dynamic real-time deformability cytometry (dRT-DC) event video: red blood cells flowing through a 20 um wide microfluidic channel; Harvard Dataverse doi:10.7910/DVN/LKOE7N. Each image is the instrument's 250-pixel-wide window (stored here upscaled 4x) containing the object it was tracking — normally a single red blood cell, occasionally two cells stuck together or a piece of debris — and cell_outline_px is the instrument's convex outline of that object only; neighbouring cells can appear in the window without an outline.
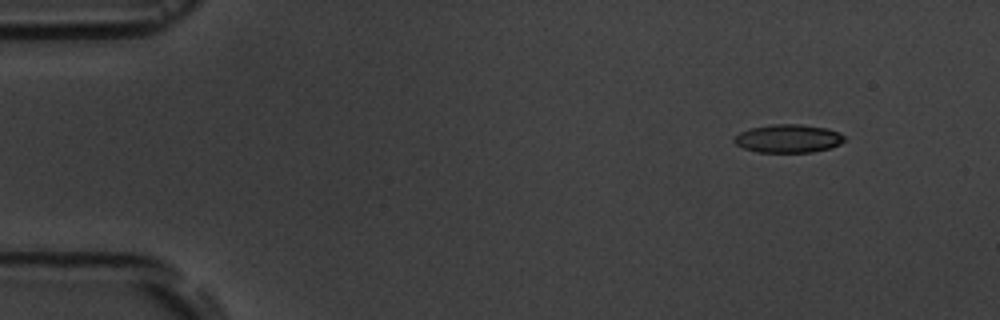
{"species": "common noctule bat (a hibernating species)", "species_latin": "Nyctalus noctula", "temperature_condition": "room temperature", "stored_images_in_passage": 14, "camera_frame_rate_fps": 3000, "um_per_image_px": 0.085, "animal": {"sex": "male", "body_mass_g": 19.5, "forearm_length_mm": 54.6}, "frame": {"image": 1, "passage_image": 1, "time_ms": 0.0, "image_size_px": [1000, 320], "cell_outline_px": [[844, 140], [840, 144], [832, 148], [812, 152], [756, 152], [744, 148], [736, 144], [732, 140], [740, 132], [752, 128], [772, 124], [800, 124], [828, 128], [840, 132], [844, 136]], "centroid_in_image_um": [67.03, 11.77], "position_along_channel_um": 18.0, "area_um2": 18.21}}
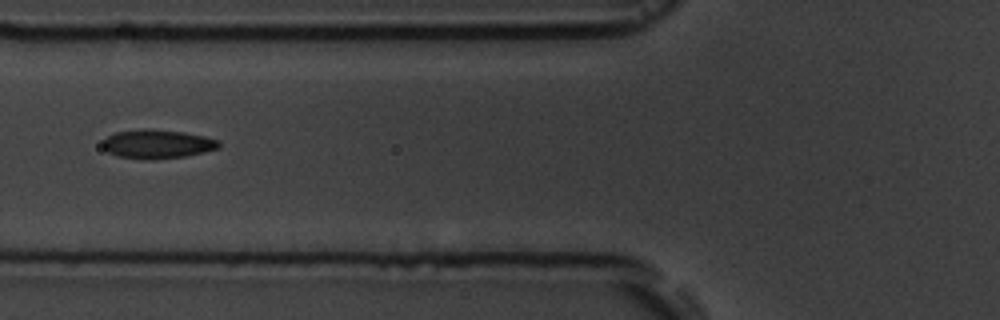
{"frame": {"image": 2, "passage_image": 5, "time_ms": 5.333, "image_size_px": [1000, 320], "cell_outline_px": [[220, 144], [216, 148], [184, 156], [156, 160], [144, 160], [116, 156], [108, 152], [104, 148], [104, 140], [108, 136], [116, 132], [144, 128], [148, 128], [184, 132], [204, 136], [220, 140]], "centroid_in_image_um": [13.34, 12.24], "position_along_channel_um": 112.5, "area_um2": 19.54}}
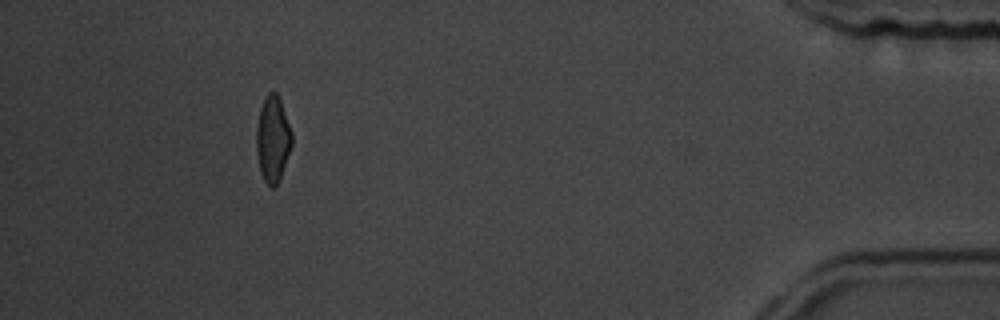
{"frame": {"image": 3, "passage_image": 13, "time_ms": 15.333, "image_size_px": [1000, 320], "cell_outline_px": [[292, 144], [280, 180], [276, 188], [268, 188], [260, 172], [256, 152], [256, 128], [260, 108], [268, 92], [276, 92], [280, 100], [292, 132]], "centroid_in_image_um": [23.18, 11.89], "position_along_channel_um": 412.0, "area_um2": 17.98}, "authors_computed_cell_mechanics": {"area_um2": 18.5827, "velocity_mm_per_s": 3.611, "shape_relaxation_time_tau1_ms": 3.2362, "shape_relaxation_time_tau2_ms": 1.4394, "deformation_change_tau1": 0.1458, "deformation_change_tau2": 0.0863}}